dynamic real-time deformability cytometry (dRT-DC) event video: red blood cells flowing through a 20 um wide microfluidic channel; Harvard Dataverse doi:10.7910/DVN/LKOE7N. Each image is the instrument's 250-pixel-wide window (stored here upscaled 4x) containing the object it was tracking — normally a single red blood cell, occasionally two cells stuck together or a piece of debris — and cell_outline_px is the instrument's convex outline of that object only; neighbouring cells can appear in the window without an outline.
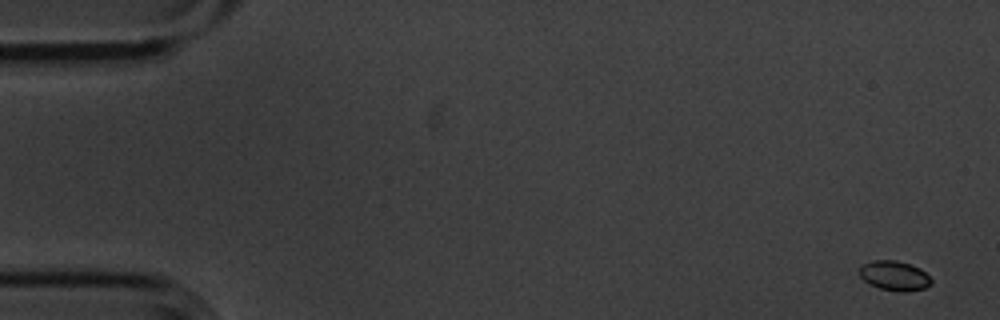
{"species": "common noctule bat (a hibernating species)", "species_latin": "Nyctalus noctula", "temperature_condition": "cold", "stored_images_in_passage": 6, "camera_frame_rate_fps": 3000, "um_per_image_px": 0.085, "animal": {"sex": "male", "body_mass_g": 20.1, "forearm_length_mm": 53.5}, "frame": {"image": 1, "passage_image": 1, "time_ms": 0.0, "image_size_px": [1000, 320], "cell_outline_px": [[932, 284], [924, 288], [908, 292], [900, 292], [880, 288], [864, 280], [860, 276], [860, 264], [872, 260], [896, 260], [920, 268], [932, 280]], "centroid_in_image_um": [76.03, 23.43], "position_along_channel_um": 9.0, "area_um2": 12.37}}